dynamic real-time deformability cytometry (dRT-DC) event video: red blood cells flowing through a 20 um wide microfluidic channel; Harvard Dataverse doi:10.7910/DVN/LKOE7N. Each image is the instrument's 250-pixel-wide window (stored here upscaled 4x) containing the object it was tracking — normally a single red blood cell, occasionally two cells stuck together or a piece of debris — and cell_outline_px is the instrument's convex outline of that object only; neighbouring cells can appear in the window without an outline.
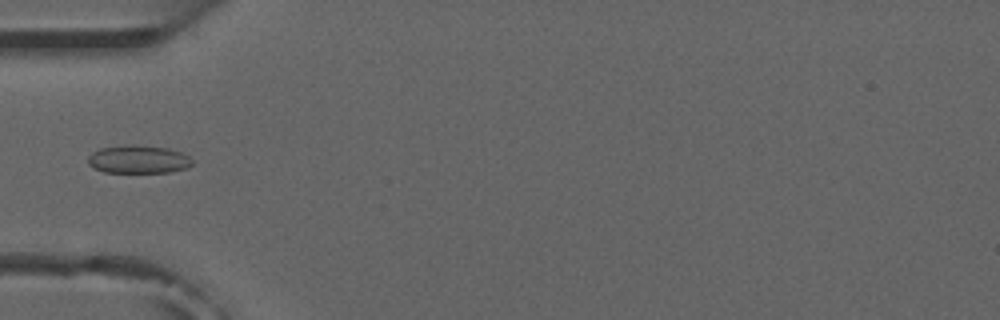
{"species": "common noctule bat (a hibernating species)", "species_latin": "Nyctalus noctula", "temperature_condition": "room temperature", "stored_images_in_passage": 5, "camera_frame_rate_fps": 3000, "um_per_image_px": 0.085, "animal": {"sex": "male", "forearm_length_mm": 52.5}, "frame": {"image": 1, "passage_image": 5, "time_ms": 4.667, "image_size_px": [1000, 320], "cell_outline_px": [[192, 164], [188, 168], [168, 172], [104, 172], [92, 168], [88, 164], [88, 156], [92, 152], [100, 148], [128, 144], [168, 148], [180, 152], [188, 156], [192, 160]], "centroid_in_image_um": [11.73, 13.54], "position_along_channel_um": 73.3, "area_um2": 17.11}}